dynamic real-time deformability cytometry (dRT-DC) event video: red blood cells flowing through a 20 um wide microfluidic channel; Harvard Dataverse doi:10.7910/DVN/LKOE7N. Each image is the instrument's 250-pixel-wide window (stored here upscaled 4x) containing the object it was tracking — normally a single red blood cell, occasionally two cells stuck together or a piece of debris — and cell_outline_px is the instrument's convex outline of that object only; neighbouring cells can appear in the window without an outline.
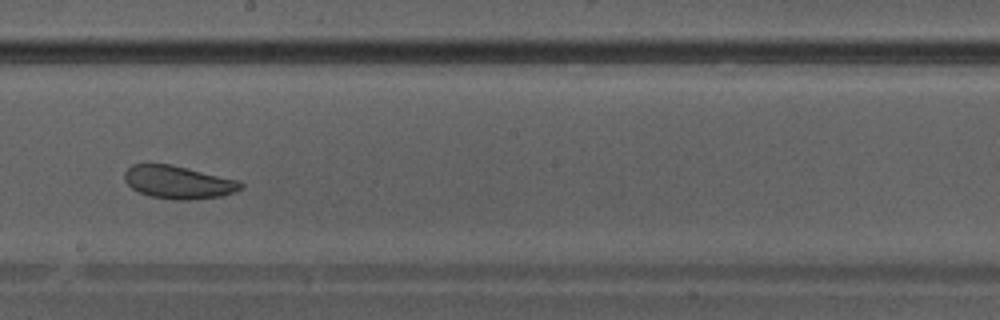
{"species": "Egyptian fruit bat (a non-hibernating species)", "species_latin": "Rousettus aegyptiacus", "temperature_condition": "warm", "stored_images_in_passage": 33, "camera_frame_rate_fps": 3000, "um_per_image_px": 0.085, "animal": {"sex": "male"}, "frame": {"image": 1, "passage_image": 15, "time_ms": 4.667, "image_size_px": [1000, 320], "cell_outline_px": [[244, 184], [236, 192], [220, 196], [188, 200], [176, 200], [148, 196], [132, 188], [124, 180], [124, 172], [132, 164], [168, 164], [240, 180]], "centroid_in_image_um": [15.15, 15.49], "position_along_channel_um": 233.0, "area_um2": 22.2}}